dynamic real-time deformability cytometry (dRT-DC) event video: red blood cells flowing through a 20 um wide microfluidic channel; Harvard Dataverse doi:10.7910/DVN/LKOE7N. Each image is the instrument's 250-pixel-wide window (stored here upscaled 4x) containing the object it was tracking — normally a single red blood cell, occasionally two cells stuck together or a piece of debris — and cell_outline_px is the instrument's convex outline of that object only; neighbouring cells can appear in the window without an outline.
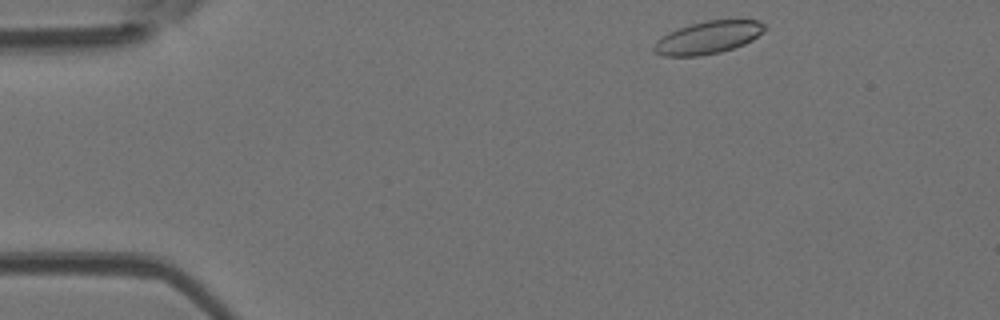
{"species": "Egyptian fruit bat (a non-hibernating species)", "species_latin": "Rousettus aegyptiacus", "temperature_condition": "room temperature", "stored_images_in_passage": 46, "camera_frame_rate_fps": 3000, "um_per_image_px": 0.085, "animal": {"sex": "female"}, "frame": {"image": 1, "passage_image": 1, "time_ms": 0.0, "image_size_px": [1000, 320], "cell_outline_px": [[764, 32], [752, 40], [744, 44], [720, 52], [700, 56], [664, 56], [652, 52], [652, 48], [656, 40], [660, 36], [668, 32], [688, 24], [708, 20], [756, 20], [764, 24]], "centroid_in_image_um": [60.12, 3.19], "position_along_channel_um": 24.9, "area_um2": 21.15}}
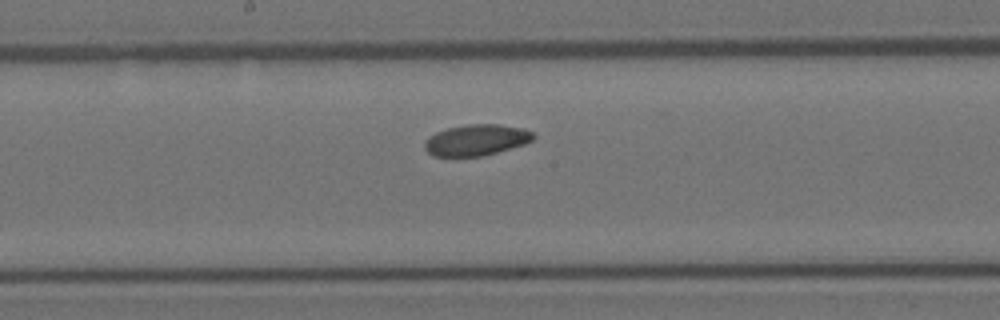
{"frame": {"image": 2, "passage_image": 21, "time_ms": 6.667, "image_size_px": [1000, 320], "cell_outline_px": [[536, 136], [532, 140], [524, 144], [484, 156], [432, 156], [424, 148], [424, 140], [428, 136], [436, 132], [448, 128], [468, 124], [500, 124], [524, 128], [532, 132]], "centroid_in_image_um": [40.48, 11.9], "position_along_channel_um": 207.7, "area_um2": 19.83}}
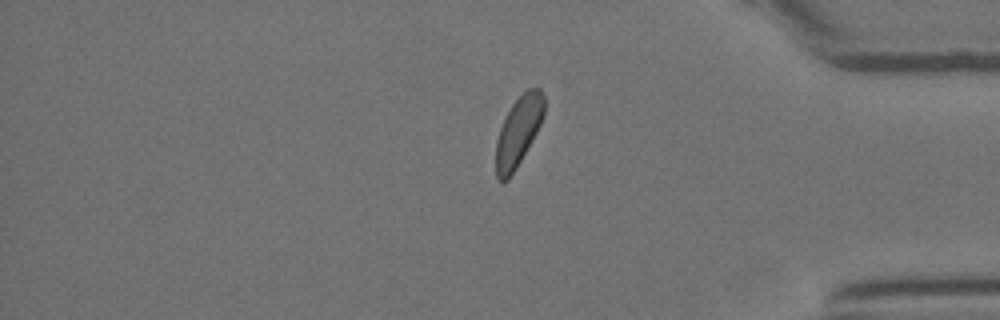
{"frame": {"image": 3, "passage_image": 37, "time_ms": 12.0, "image_size_px": [1000, 320], "cell_outline_px": [[544, 112], [540, 124], [532, 140], [516, 168], [508, 180], [500, 180], [496, 176], [496, 140], [500, 128], [512, 104], [528, 88], [540, 88], [544, 96]], "centroid_in_image_um": [44.06, 11.16], "position_along_channel_um": 391.1, "area_um2": 19.13}, "authors_computed_cell_mechanics": {"area_um2": 20.2011, "velocity_mm_per_s": 3.8672, "shape_relaxation_time_tau1_ms": 5.1968, "shape_relaxation_time_tau2_ms": null, "deformation_change_tau1": 0.0815, "deformation_change_tau2": null}}